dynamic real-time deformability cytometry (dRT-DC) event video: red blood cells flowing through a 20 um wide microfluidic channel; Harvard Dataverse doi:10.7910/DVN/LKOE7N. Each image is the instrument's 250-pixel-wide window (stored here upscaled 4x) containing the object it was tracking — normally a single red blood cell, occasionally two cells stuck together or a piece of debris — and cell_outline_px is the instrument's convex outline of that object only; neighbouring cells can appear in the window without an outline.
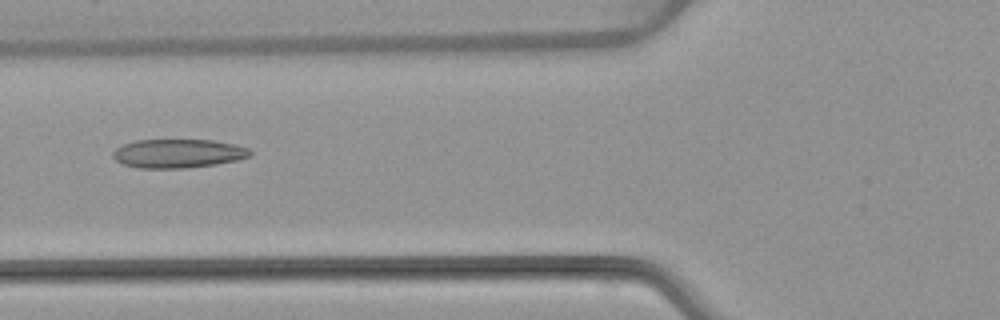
{"species": "common noctule bat (a hibernating species)", "species_latin": "Nyctalus noctula", "temperature_condition": "warm", "stored_images_in_passage": 5, "camera_frame_rate_fps": 3000, "um_per_image_px": 0.085, "animal": {"sex": "female", "body_mass_g": 22.7, "forearm_length_mm": 54.2}, "frame": {"image": 1, "passage_image": 5, "time_ms": 5.667, "image_size_px": [1000, 320], "cell_outline_px": [[252, 156], [236, 160], [216, 164], [188, 168], [140, 168], [124, 164], [116, 160], [112, 156], [112, 152], [116, 148], [124, 144], [136, 140], [212, 140], [232, 144], [248, 148], [252, 152]], "centroid_in_image_um": [15.14, 13.05], "position_along_channel_um": 110.7, "area_um2": 22.95}}